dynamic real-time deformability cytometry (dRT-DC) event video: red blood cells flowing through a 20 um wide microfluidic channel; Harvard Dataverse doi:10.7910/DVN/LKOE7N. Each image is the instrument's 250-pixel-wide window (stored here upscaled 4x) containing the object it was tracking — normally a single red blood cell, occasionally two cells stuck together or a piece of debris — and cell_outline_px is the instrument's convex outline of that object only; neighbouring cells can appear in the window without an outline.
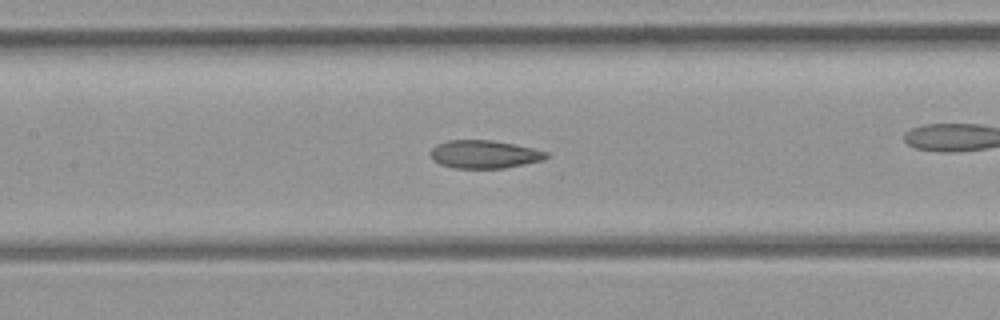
{"species": "common noctule bat (a hibernating species)", "species_latin": "Nyctalus noctula", "temperature_condition": "room temperature", "stored_images_in_passage": 8, "camera_frame_rate_fps": 3000, "um_per_image_px": 0.085, "animal": {"sex": "female", "body_mass_g": 21.9}, "frame": {"image": 1, "passage_image": 6, "time_ms": 1.667, "image_size_px": [1000, 320], "cell_outline_px": [[548, 156], [544, 160], [504, 168], [456, 168], [440, 164], [432, 160], [432, 148], [436, 144], [448, 140], [492, 140], [532, 148], [548, 152]], "centroid_in_image_um": [41.17, 13.11], "position_along_channel_um": 166.2, "area_um2": 18.79}}